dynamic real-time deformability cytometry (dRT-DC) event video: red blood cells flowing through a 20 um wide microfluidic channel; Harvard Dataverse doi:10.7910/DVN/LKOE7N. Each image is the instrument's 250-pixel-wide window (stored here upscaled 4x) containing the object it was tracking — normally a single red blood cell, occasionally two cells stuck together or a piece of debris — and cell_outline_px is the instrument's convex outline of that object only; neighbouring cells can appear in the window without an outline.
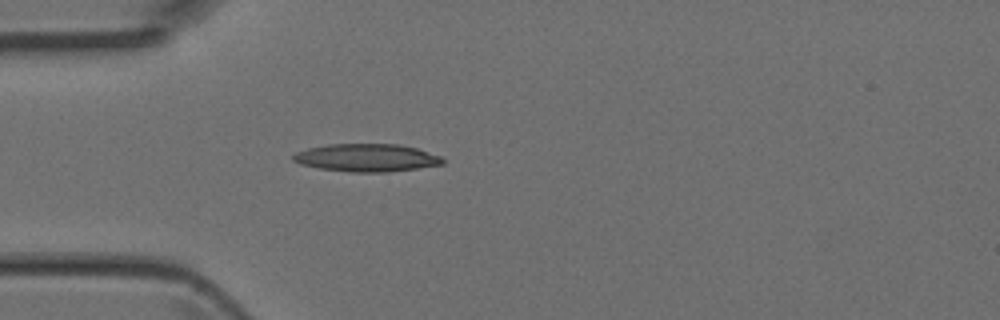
{"species": "Egyptian fruit bat (a non-hibernating species)", "species_latin": "Rousettus aegyptiacus", "temperature_condition": "room temperature", "stored_images_in_passage": 3, "camera_frame_rate_fps": 3000, "um_per_image_px": 0.085, "animal": {"sex": "female"}, "frame": {"image": 1, "passage_image": 3, "time_ms": 0.667, "image_size_px": [1000, 320], "cell_outline_px": [[444, 164], [388, 172], [352, 172], [320, 168], [300, 164], [292, 160], [292, 156], [296, 152], [308, 148], [328, 144], [396, 144], [416, 148], [440, 156], [444, 160]], "centroid_in_image_um": [31.14, 13.41], "position_along_channel_um": 53.9, "area_um2": 24.04}}